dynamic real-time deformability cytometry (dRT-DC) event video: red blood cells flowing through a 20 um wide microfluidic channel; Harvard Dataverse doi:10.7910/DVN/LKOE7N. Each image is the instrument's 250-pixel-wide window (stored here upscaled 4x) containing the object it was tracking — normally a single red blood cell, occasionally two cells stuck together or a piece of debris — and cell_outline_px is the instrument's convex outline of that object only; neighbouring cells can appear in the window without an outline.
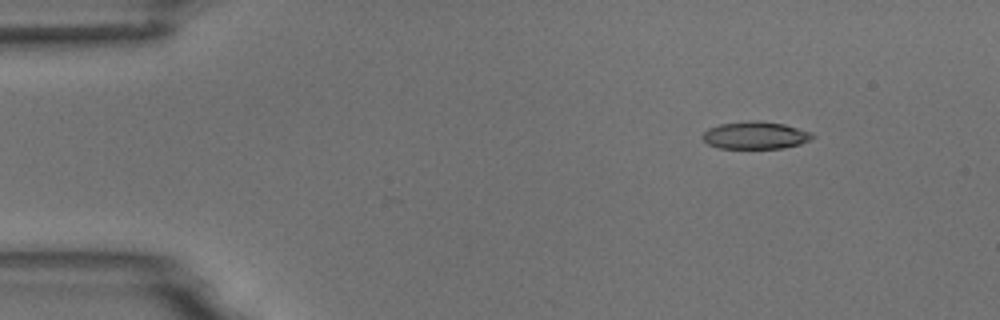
{"species": "common noctule bat (a hibernating species)", "species_latin": "Nyctalus noctula", "temperature_condition": "room temperature", "stored_images_in_passage": 4, "camera_frame_rate_fps": 3000, "um_per_image_px": 0.085, "animal": {"sex": "male", "body_mass_g": 18.8}, "frame": {"image": 1, "passage_image": 2, "time_ms": 1.0, "image_size_px": [1000, 320], "cell_outline_px": [[816, 136], [800, 144], [784, 148], [720, 148], [708, 144], [700, 136], [708, 128], [720, 124], [748, 120], [756, 120], [784, 124], [812, 132]], "centroid_in_image_um": [64.2, 11.49], "position_along_channel_um": 20.8, "area_um2": 17.63}}